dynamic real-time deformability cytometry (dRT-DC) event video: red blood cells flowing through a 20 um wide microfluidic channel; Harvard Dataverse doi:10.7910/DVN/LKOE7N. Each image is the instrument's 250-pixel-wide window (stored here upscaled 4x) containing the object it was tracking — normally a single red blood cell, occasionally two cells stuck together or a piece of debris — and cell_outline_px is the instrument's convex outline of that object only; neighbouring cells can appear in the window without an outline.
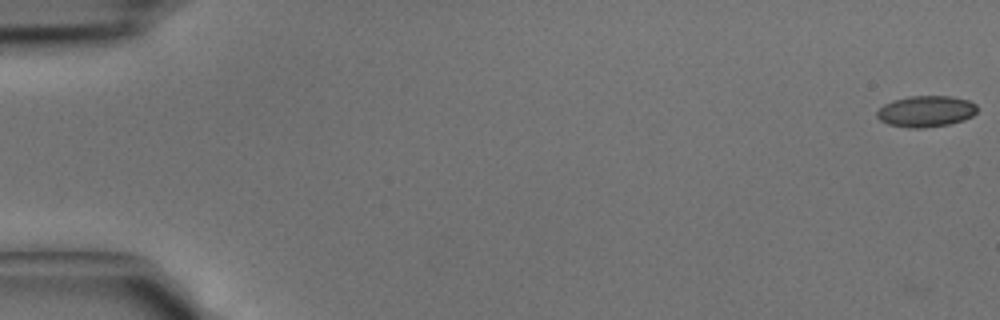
{"species": "common noctule bat (a hibernating species)", "species_latin": "Nyctalus noctula", "temperature_condition": "cold", "stored_images_in_passage": 43, "camera_frame_rate_fps": 3000, "um_per_image_px": 0.085, "animal": {"sex": "male", "body_mass_g": 15.6}, "frame": {"image": 1, "passage_image": 1, "time_ms": 0.0, "image_size_px": [1000, 320], "cell_outline_px": [[976, 112], [972, 116], [964, 120], [948, 124], [924, 128], [908, 128], [888, 124], [880, 120], [876, 116], [876, 112], [884, 104], [892, 100], [908, 96], [948, 96], [968, 100], [976, 104]], "centroid_in_image_um": [78.68, 9.46], "position_along_channel_um": 6.3, "area_um2": 18.26}}
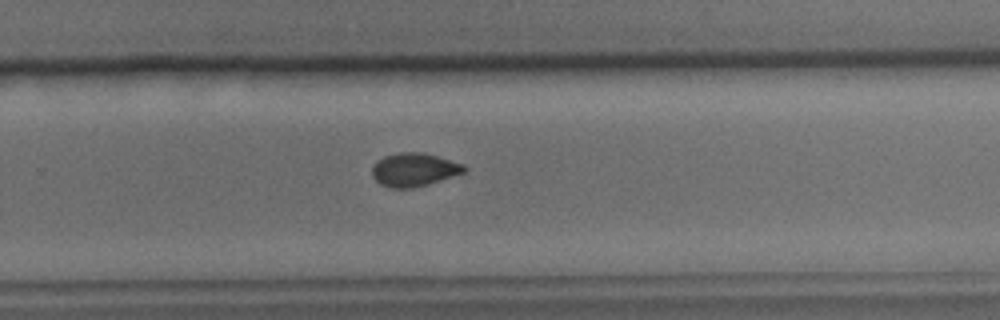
{"frame": {"image": 2, "passage_image": 29, "time_ms": 9.333, "image_size_px": [1000, 320], "cell_outline_px": [[468, 168], [464, 172], [428, 184], [412, 188], [388, 188], [380, 184], [372, 176], [372, 168], [376, 160], [384, 156], [400, 152], [420, 152], [436, 156], [464, 164]], "centroid_in_image_um": [35.16, 14.42], "position_along_channel_um": 294.6, "area_um2": 17.86}}
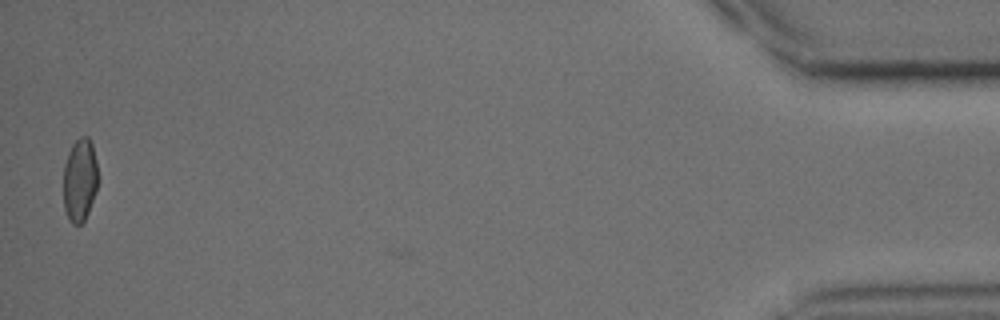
{"frame": {"image": 3, "passage_image": 43, "time_ms": 14.0, "image_size_px": [1000, 320], "cell_outline_px": [[96, 192], [88, 212], [84, 220], [80, 224], [72, 224], [68, 220], [64, 208], [64, 164], [68, 152], [72, 144], [80, 136], [88, 136], [92, 144], [96, 160]], "centroid_in_image_um": [6.76, 15.29], "position_along_channel_um": 428.4, "area_um2": 16.65}}